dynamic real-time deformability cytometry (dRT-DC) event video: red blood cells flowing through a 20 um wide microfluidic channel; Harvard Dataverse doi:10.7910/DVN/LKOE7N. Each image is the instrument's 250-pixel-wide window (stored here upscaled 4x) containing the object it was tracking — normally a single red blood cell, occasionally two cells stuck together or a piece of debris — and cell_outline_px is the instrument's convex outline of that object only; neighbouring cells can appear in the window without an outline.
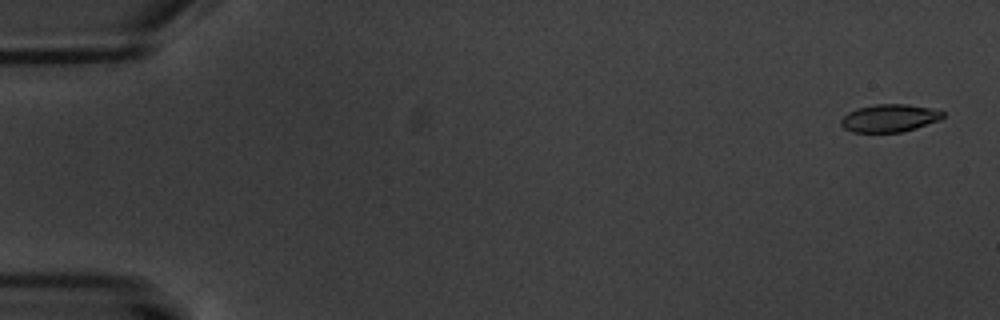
{"species": "common noctule bat (a hibernating species)", "species_latin": "Nyctalus noctula", "temperature_condition": "warm", "stored_images_in_passage": 3, "camera_frame_rate_fps": 3000, "um_per_image_px": 0.085, "animal": {"sex": "male", "body_mass_g": 20.1, "forearm_length_mm": 53.5}, "frame": {"image": 1, "passage_image": 1, "time_ms": 0.0, "image_size_px": [1000, 320], "cell_outline_px": [[944, 116], [940, 120], [916, 128], [900, 132], [852, 132], [844, 128], [840, 124], [840, 120], [848, 112], [856, 108], [876, 104], [908, 104], [928, 108], [944, 112]], "centroid_in_image_um": [75.58, 10.04], "position_along_channel_um": 9.4, "area_um2": 16.42}}